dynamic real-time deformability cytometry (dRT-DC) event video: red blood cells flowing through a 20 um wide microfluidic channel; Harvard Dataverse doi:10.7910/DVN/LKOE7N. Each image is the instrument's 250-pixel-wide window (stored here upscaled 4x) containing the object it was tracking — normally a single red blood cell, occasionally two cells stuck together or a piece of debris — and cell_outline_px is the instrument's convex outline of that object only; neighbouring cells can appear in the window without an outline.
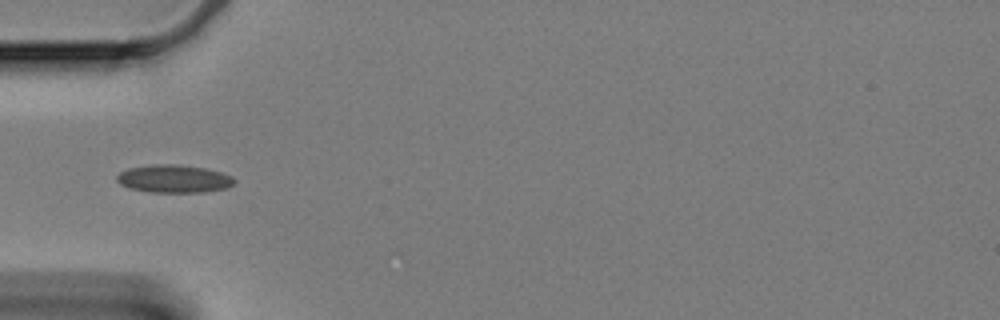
{"species": "Egyptian fruit bat (a non-hibernating species)", "species_latin": "Rousettus aegyptiacus", "temperature_condition": "cold", "stored_images_in_passage": 42, "camera_frame_rate_fps": 3000, "um_per_image_px": 0.085, "animal": {"sex": "female"}, "frame": {"image": 1, "passage_image": 1, "time_ms": 0.0, "image_size_px": [1000, 320], "cell_outline_px": [[236, 184], [224, 188], [204, 192], [148, 192], [128, 188], [120, 184], [116, 180], [116, 176], [120, 172], [128, 168], [152, 164], [176, 164], [204, 168], [220, 172], [232, 176], [236, 180]], "centroid_in_image_um": [14.76, 15.19], "position_along_channel_um": 70.2, "area_um2": 19.19}}
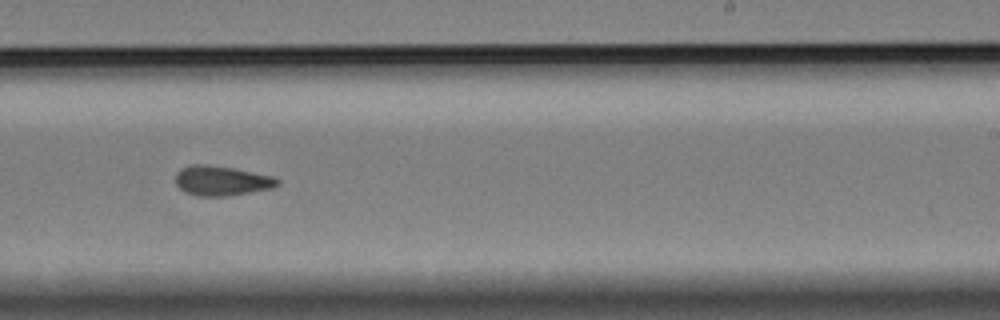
{"frame": {"image": 2, "passage_image": 19, "time_ms": 6.0, "image_size_px": [1000, 320], "cell_outline_px": [[280, 184], [272, 188], [228, 196], [196, 196], [184, 192], [176, 184], [176, 172], [180, 168], [192, 164], [200, 164], [232, 168], [276, 176], [280, 180]], "centroid_in_image_um": [18.84, 15.37], "position_along_channel_um": 270.2, "area_um2": 17.8}}
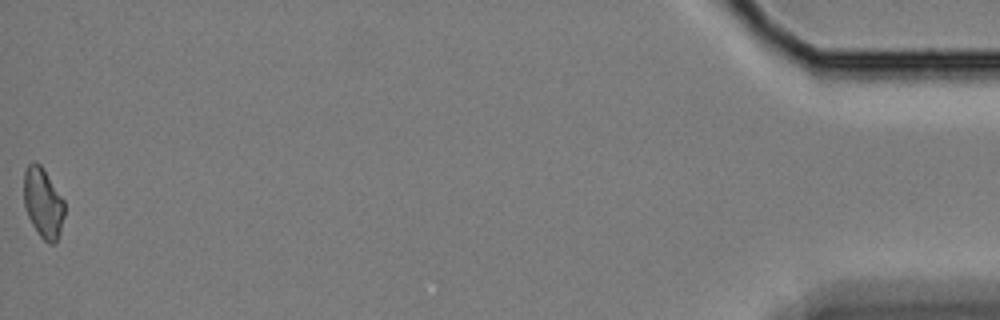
{"frame": {"image": 3, "passage_image": 42, "time_ms": 13.667, "image_size_px": [1000, 320], "cell_outline_px": [[64, 216], [60, 232], [56, 240], [52, 244], [48, 244], [40, 236], [32, 224], [28, 216], [24, 204], [24, 172], [28, 164], [32, 160], [36, 160], [40, 164], [64, 200]], "centroid_in_image_um": [3.65, 17.23], "position_along_channel_um": 431.5, "area_um2": 16.53}, "authors_computed_cell_mechanics": {"area_um2": 17.1088, "velocity_mm_per_s": 3.3264, "shape_relaxation_time_tau1_ms": null, "shape_relaxation_time_tau2_ms": 2.2261, "deformation_change_tau1": null, "deformation_change_tau2": 0.0806}}